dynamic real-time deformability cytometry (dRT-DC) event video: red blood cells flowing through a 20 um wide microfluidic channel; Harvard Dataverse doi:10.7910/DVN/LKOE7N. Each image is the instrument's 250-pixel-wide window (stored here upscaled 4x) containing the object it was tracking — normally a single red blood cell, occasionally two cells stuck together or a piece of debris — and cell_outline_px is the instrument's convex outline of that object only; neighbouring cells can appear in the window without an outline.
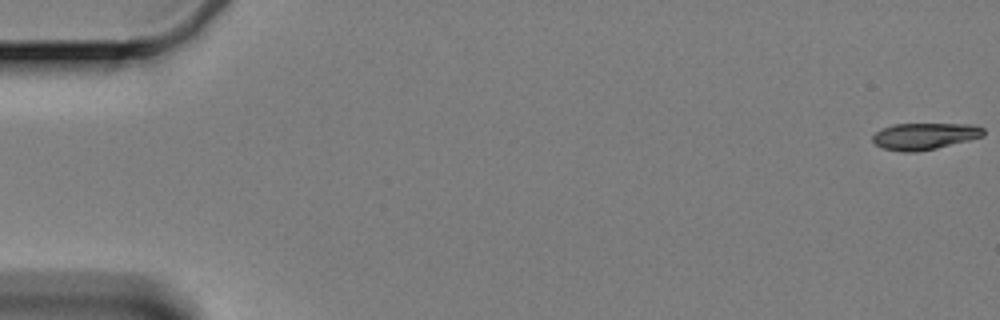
{"species": "Egyptian fruit bat (a non-hibernating species)", "species_latin": "Rousettus aegyptiacus", "temperature_condition": "cold", "stored_images_in_passage": 26, "camera_frame_rate_fps": 3000, "um_per_image_px": 0.085, "animal": {"sex": "female"}, "frame": {"image": 1, "passage_image": 1, "time_ms": 0.0, "image_size_px": [1000, 320], "cell_outline_px": [[984, 136], [936, 148], [916, 152], [904, 152], [884, 148], [876, 144], [872, 140], [872, 136], [876, 132], [892, 124], [976, 124], [984, 128]], "centroid_in_image_um": [78.61, 11.56], "position_along_channel_um": 6.4, "area_um2": 17.11}}
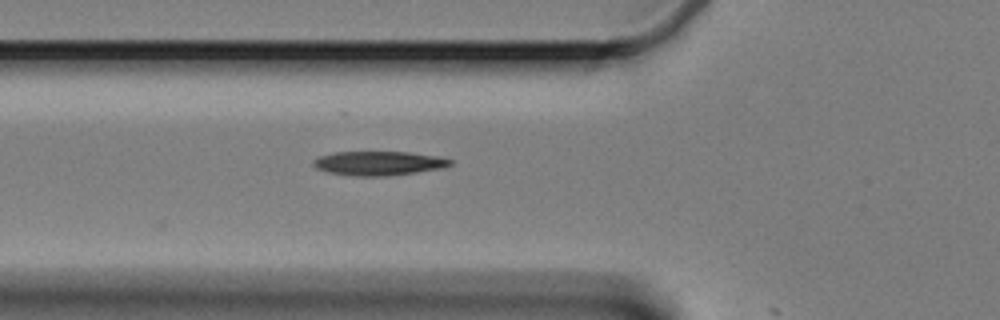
{"frame": {"image": 2, "passage_image": 22, "time_ms": 7.0, "image_size_px": [1000, 320], "cell_outline_px": [[452, 164], [444, 168], [416, 172], [384, 176], [360, 176], [328, 172], [316, 168], [312, 164], [312, 160], [320, 156], [332, 152], [408, 152], [440, 156], [452, 160]], "centroid_in_image_um": [32.2, 13.87], "position_along_channel_um": 93.6, "area_um2": 19.25}}
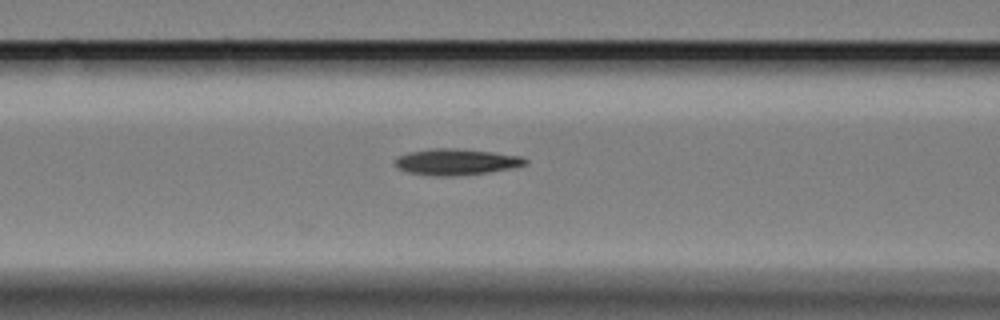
{"frame": {"image": 3, "passage_image": 25, "time_ms": 8.0, "image_size_px": [1000, 320], "cell_outline_px": [[528, 164], [488, 172], [452, 176], [436, 176], [408, 172], [392, 164], [396, 156], [408, 152], [428, 148], [456, 148], [492, 152], [520, 156], [528, 160]], "centroid_in_image_um": [38.71, 13.74], "position_along_channel_um": 127.9, "area_um2": 19.88}}